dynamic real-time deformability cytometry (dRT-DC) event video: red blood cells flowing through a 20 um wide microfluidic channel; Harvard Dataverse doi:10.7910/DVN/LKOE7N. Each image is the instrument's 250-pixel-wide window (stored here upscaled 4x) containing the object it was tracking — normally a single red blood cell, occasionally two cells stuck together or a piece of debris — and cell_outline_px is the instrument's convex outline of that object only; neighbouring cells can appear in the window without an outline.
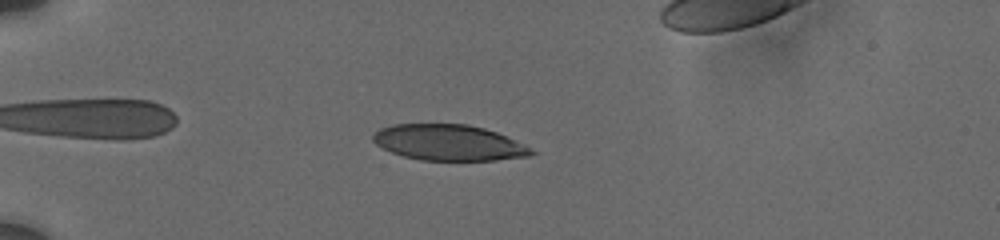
{"species": "human", "species_latin": "Homo sapiens", "temperature_condition": "cold", "stored_images_in_passage": 28, "camera_frame_rate_fps": 3000, "um_per_image_px": 0.085, "donor": {"sex": "male"}, "frame": {"image": 1, "passage_image": 12, "time_ms": 3.333, "image_size_px": [1000, 240], "cell_outline_px": [[536, 152], [528, 156], [496, 160], [420, 160], [404, 156], [392, 152], [376, 144], [372, 140], [372, 136], [380, 128], [392, 124], [468, 124], [484, 128], [496, 132], [524, 144]], "centroid_in_image_um": [38.13, 12.12], "position_along_channel_um": 46.9, "area_um2": 32.89}}
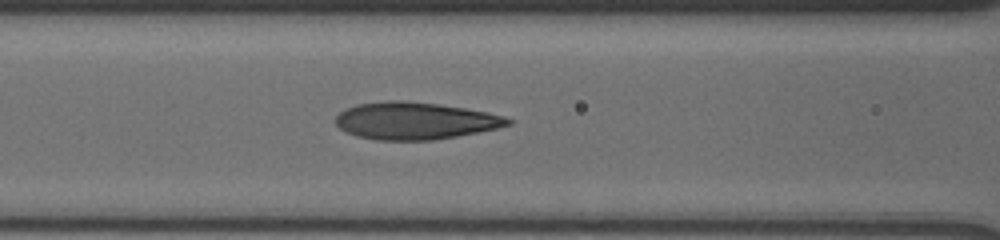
{"frame": {"image": 2, "passage_image": 22, "time_ms": 6.667, "image_size_px": [1000, 240], "cell_outline_px": [[512, 124], [496, 128], [456, 136], [432, 140], [376, 140], [356, 136], [340, 128], [336, 124], [336, 116], [340, 112], [356, 104], [388, 100], [404, 100], [440, 104], [488, 112], [504, 116], [512, 120]], "centroid_in_image_um": [35.27, 10.26], "position_along_channel_um": 131.3, "area_um2": 37.22}}
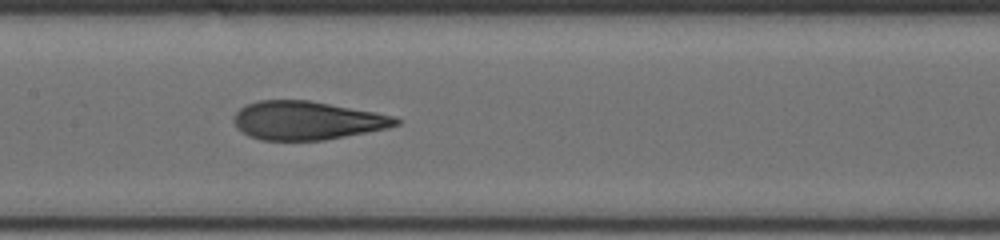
{"frame": {"image": 3, "passage_image": 27, "time_ms": 8.0, "image_size_px": [1000, 240], "cell_outline_px": [[400, 124], [388, 128], [324, 140], [260, 140], [248, 136], [236, 128], [236, 112], [240, 108], [248, 104], [260, 100], [308, 100], [376, 112], [396, 116], [400, 120]], "centroid_in_image_um": [26.12, 10.24], "position_along_channel_um": 181.3, "area_um2": 36.24}}